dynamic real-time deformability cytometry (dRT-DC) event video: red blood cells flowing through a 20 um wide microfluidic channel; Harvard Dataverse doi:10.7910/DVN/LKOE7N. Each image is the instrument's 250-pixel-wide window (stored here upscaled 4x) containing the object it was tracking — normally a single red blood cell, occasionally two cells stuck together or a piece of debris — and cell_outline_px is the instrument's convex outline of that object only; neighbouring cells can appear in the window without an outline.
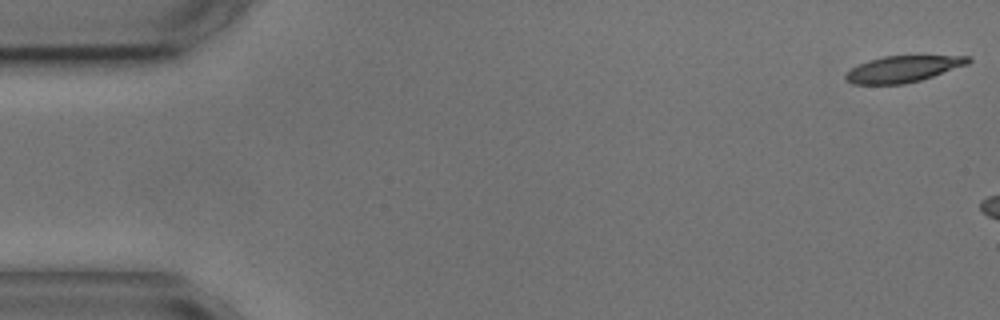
{"species": "common noctule bat (a hibernating species)", "species_latin": "Nyctalus noctula", "temperature_condition": "cold", "stored_images_in_passage": 10, "camera_frame_rate_fps": 3000, "um_per_image_px": 0.085, "animal": {"sex": "male", "body_mass_g": 17.9, "forearm_length_mm": 54.2}, "frame": {"image": 1, "passage_image": 1, "time_ms": 0.0, "image_size_px": [1000, 320], "cell_outline_px": [[972, 60], [968, 64], [920, 80], [904, 84], [852, 84], [844, 76], [852, 68], [868, 60], [884, 56], [972, 56]], "centroid_in_image_um": [76.77, 5.86], "position_along_channel_um": 8.2, "area_um2": 18.55}}
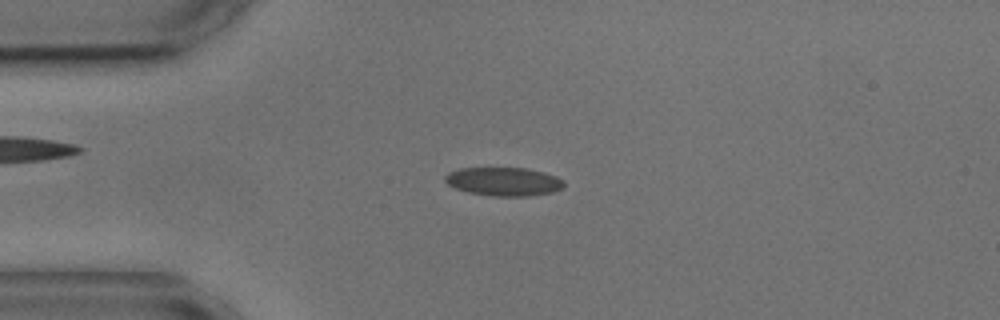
{"frame": {"image": 2, "passage_image": 5, "time_ms": 5.667, "image_size_px": [1000, 320], "cell_outline_px": [[564, 188], [552, 192], [528, 196], [492, 196], [468, 192], [456, 188], [448, 184], [444, 180], [444, 176], [448, 172], [460, 168], [528, 168], [544, 172], [556, 176], [564, 180]], "centroid_in_image_um": [42.83, 15.43], "position_along_channel_um": 42.2, "area_um2": 19.88}}